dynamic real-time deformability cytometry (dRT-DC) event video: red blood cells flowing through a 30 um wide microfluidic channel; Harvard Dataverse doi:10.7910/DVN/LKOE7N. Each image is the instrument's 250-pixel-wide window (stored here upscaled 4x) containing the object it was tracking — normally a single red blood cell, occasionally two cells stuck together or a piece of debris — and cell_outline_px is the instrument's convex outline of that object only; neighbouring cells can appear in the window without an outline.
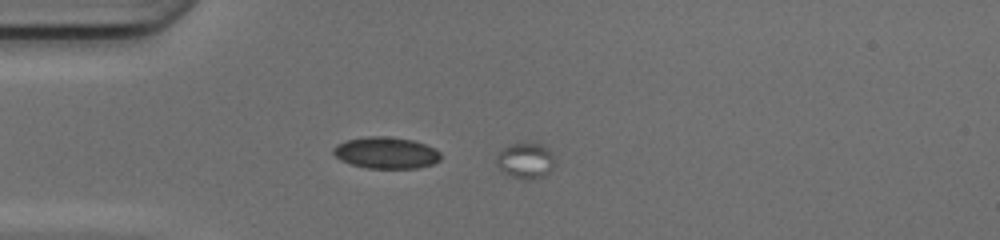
{"species": "common noctule bat (a hibernating species)", "species_latin": "Nyctalus noctula", "temperature_condition": "cold", "stored_images_in_passage": 50, "segment_of_instrument_passage": [1, 2], "camera_frame_rate_fps": 3000, "um_per_image_px": 0.085, "animal": {"sex": "female", "body_mass_g": 17.0, "forearm_length_mm": 48.0}, "frame": {"image": 1, "passage_image": 1, "time_ms": 0.0, "image_size_px": [1000, 240], "cell_outline_px": [[552, 168], [544, 176], [532, 180], [524, 180], [512, 176], [504, 172], [496, 164], [496, 156], [500, 148], [512, 144], [540, 144], [548, 148], [552, 156]], "centroid_in_image_um": [44.62, 13.67], "position_along_channel_um": 40.4, "area_um2": 11.96}}
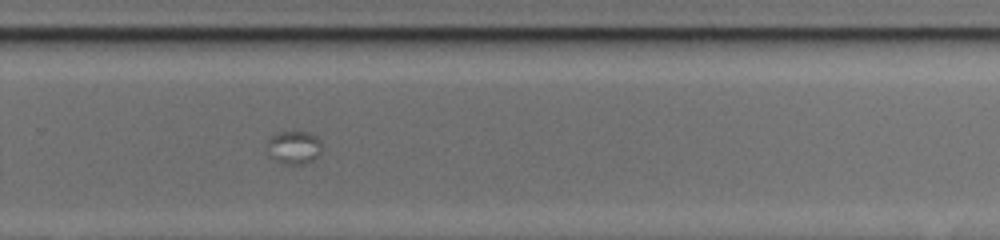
{"frame": {"image": 2, "passage_image": 28, "time_ms": 9.0, "image_size_px": [1000, 240], "cell_outline_px": [[320, 152], [312, 160], [304, 164], [284, 164], [276, 160], [272, 156], [268, 144], [268, 140], [272, 136], [280, 132], [308, 132], [316, 136], [320, 140]], "centroid_in_image_um": [25.01, 12.52], "position_along_channel_um": 304.8, "area_um2": 10.17}}
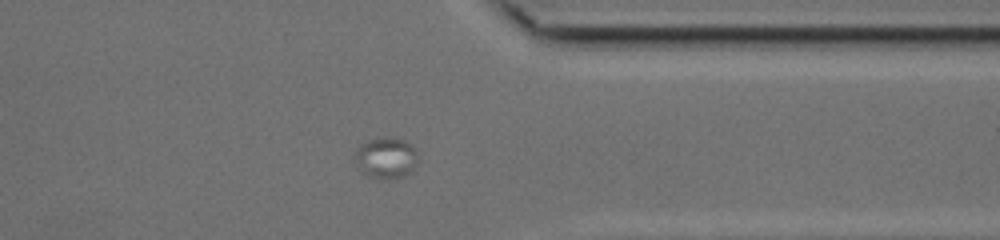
{"frame": {"image": 3, "passage_image": 35, "time_ms": 11.333, "image_size_px": [1000, 240], "cell_outline_px": [[416, 164], [404, 176], [384, 180], [380, 180], [368, 176], [356, 164], [356, 152], [360, 144], [368, 140], [392, 136], [404, 140], [412, 144], [416, 148]], "centroid_in_image_um": [32.82, 13.41], "position_along_channel_um": 378.6, "area_um2": 15.03}}